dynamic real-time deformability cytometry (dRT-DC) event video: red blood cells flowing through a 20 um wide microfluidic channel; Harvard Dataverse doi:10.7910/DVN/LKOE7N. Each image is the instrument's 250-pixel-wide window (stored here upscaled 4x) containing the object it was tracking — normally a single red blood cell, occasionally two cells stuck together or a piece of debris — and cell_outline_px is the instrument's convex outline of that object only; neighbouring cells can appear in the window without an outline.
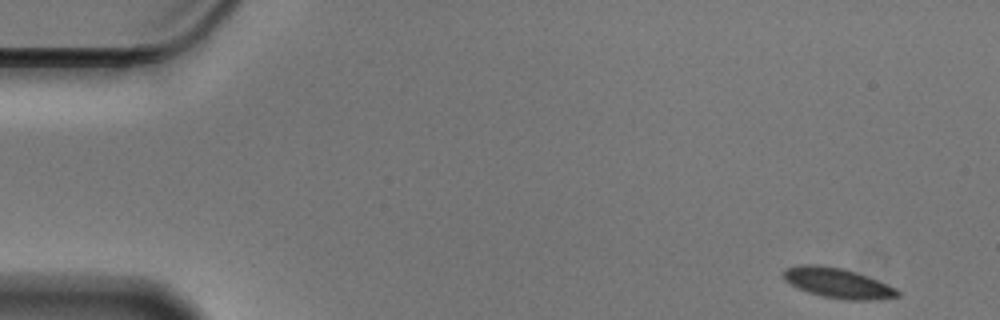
{"species": "Egyptian fruit bat (a non-hibernating species)", "species_latin": "Rousettus aegyptiacus", "temperature_condition": "cold", "stored_images_in_passage": 54, "camera_frame_rate_fps": 3000, "um_per_image_px": 0.085, "animal": {"sex": "male"}, "frame": {"image": 1, "passage_image": 1, "time_ms": 0.0, "image_size_px": [1000, 320], "cell_outline_px": [[900, 296], [872, 300], [844, 300], [824, 296], [808, 292], [784, 280], [784, 268], [800, 264], [816, 264], [844, 268], [876, 280], [896, 288], [900, 292]], "centroid_in_image_um": [71.2, 24.05], "position_along_channel_um": 13.8, "area_um2": 19.77}}
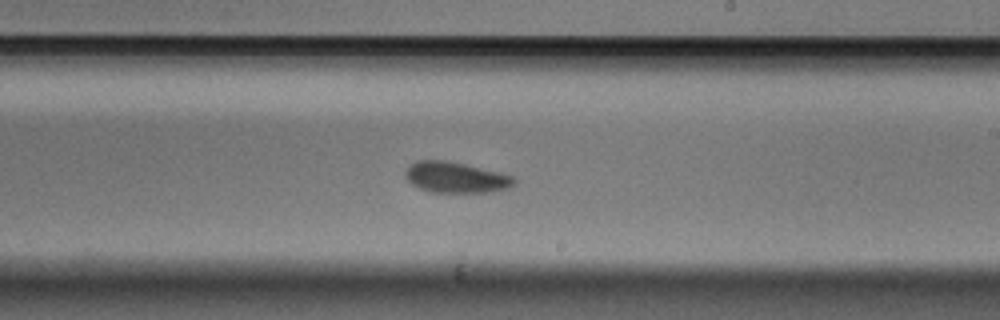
{"frame": {"image": 2, "passage_image": 31, "time_ms": 10.0, "image_size_px": [1000, 320], "cell_outline_px": [[516, 184], [508, 188], [488, 192], [432, 192], [420, 188], [412, 184], [404, 176], [404, 172], [416, 160], [448, 160], [500, 172], [512, 176], [516, 180]], "centroid_in_image_um": [38.75, 15.07], "position_along_channel_um": 250.3, "area_um2": 19.54}}
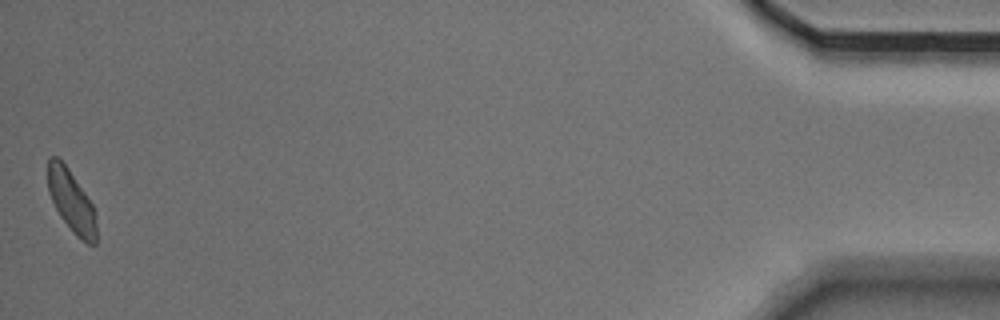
{"frame": {"image": 3, "passage_image": 54, "time_ms": 17.667, "image_size_px": [1000, 320], "cell_outline_px": [[96, 244], [88, 244], [80, 240], [72, 232], [60, 216], [48, 192], [48, 156], [56, 156], [68, 168], [92, 204], [96, 212]], "centroid_in_image_um": [6.07, 17.13], "position_along_channel_um": 429.1, "area_um2": 17.51}, "authors_computed_cell_mechanics": {"area_um2": 19.6231, "velocity_mm_per_s": 3.5223, "shape_relaxation_time_tau1_ms": 3.9614, "shape_relaxation_time_tau2_ms": 4.5207, "deformation_change_tau1": 0.092, "deformation_change_tau2": 0.0756}}